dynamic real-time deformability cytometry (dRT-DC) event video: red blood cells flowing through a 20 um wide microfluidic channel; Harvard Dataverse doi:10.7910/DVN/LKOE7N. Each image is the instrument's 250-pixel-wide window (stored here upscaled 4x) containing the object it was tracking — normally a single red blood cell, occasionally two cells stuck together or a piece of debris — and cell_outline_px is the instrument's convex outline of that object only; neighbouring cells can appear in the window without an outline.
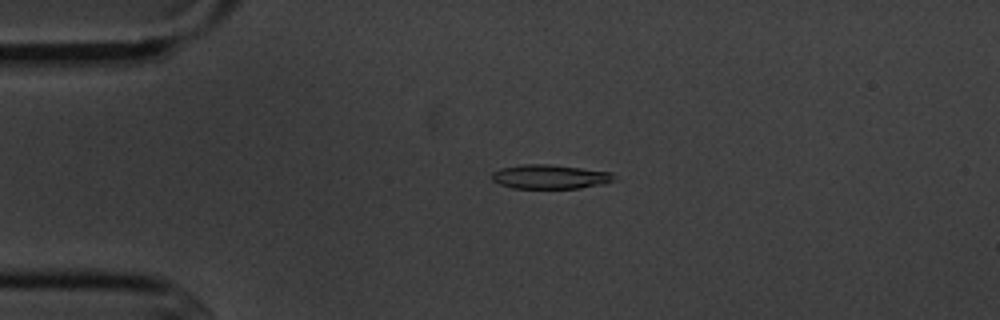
{"species": "common noctule bat (a hibernating species)", "species_latin": "Nyctalus noctula", "temperature_condition": "cold", "stored_images_in_passage": 2, "camera_frame_rate_fps": 3000, "um_per_image_px": 0.085, "animal": {"sex": "male", "body_mass_g": 20.1, "forearm_length_mm": 53.5}, "frame": {"image": 1, "passage_image": 2, "time_ms": 1.0, "image_size_px": [1000, 320], "cell_outline_px": [[620, 180], [604, 184], [580, 188], [512, 188], [500, 184], [492, 180], [492, 172], [500, 168], [520, 164], [552, 164], [612, 172]], "centroid_in_image_um": [46.81, 15.02], "position_along_channel_um": 38.2, "area_um2": 17.57}}